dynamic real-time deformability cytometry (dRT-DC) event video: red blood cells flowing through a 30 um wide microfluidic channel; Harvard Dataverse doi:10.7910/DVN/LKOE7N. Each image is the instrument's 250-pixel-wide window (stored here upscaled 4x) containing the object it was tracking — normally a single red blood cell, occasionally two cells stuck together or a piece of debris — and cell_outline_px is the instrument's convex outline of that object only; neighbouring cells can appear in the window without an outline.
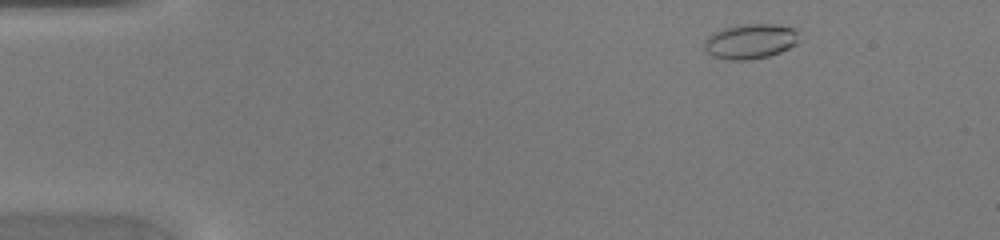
{"species": "common noctule bat (a hibernating species)", "species_latin": "Nyctalus noctula", "temperature_condition": "warm", "stored_images_in_passage": 43, "camera_frame_rate_fps": 3000, "um_per_image_px": 0.085, "animal": {"sex": "female", "body_mass_g": 20.0, "forearm_length_mm": 54.0}, "frame": {"image": 1, "passage_image": 2, "time_ms": 0.333, "image_size_px": [1000, 240], "cell_outline_px": [[800, 32], [796, 44], [780, 52], [768, 56], [748, 60], [728, 60], [712, 56], [704, 48], [704, 40], [712, 32], [724, 28], [744, 24], [776, 24], [792, 28]], "centroid_in_image_um": [63.77, 3.51], "position_along_channel_um": 21.2, "area_um2": 19.36}}
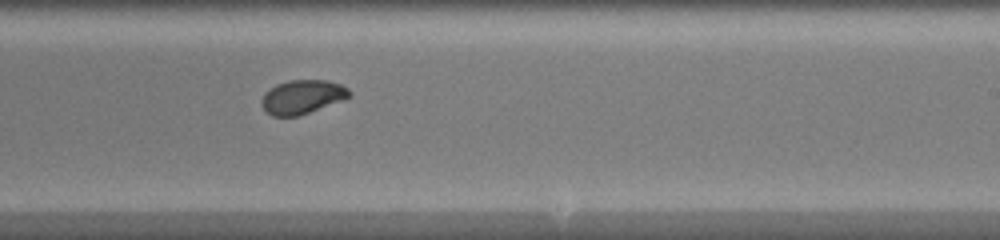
{"frame": {"image": 2, "passage_image": 25, "time_ms": 8.0, "image_size_px": [1000, 240], "cell_outline_px": [[352, 96], [300, 116], [272, 116], [260, 104], [260, 100], [264, 92], [276, 84], [292, 80], [324, 80], [340, 84], [348, 88], [352, 92]], "centroid_in_image_um": [25.68, 8.24], "position_along_channel_um": 263.3, "area_um2": 17.4}}
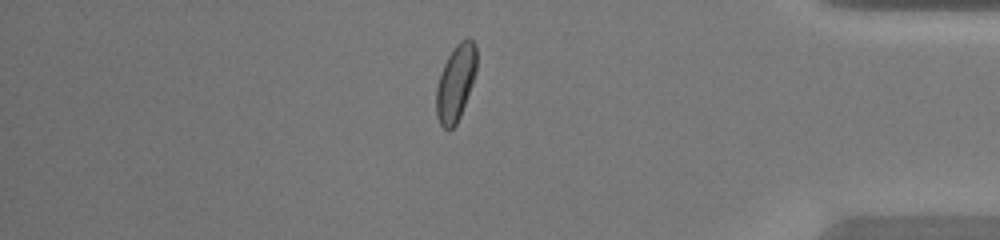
{"frame": {"image": 3, "passage_image": 36, "time_ms": 11.667, "image_size_px": [1000, 240], "cell_outline_px": [[476, 72], [472, 84], [460, 116], [456, 124], [448, 132], [440, 124], [436, 116], [436, 88], [444, 64], [448, 56], [456, 44], [460, 40], [468, 36], [476, 44]], "centroid_in_image_um": [38.73, 7.03], "position_along_channel_um": 396.5, "area_um2": 17.92}}